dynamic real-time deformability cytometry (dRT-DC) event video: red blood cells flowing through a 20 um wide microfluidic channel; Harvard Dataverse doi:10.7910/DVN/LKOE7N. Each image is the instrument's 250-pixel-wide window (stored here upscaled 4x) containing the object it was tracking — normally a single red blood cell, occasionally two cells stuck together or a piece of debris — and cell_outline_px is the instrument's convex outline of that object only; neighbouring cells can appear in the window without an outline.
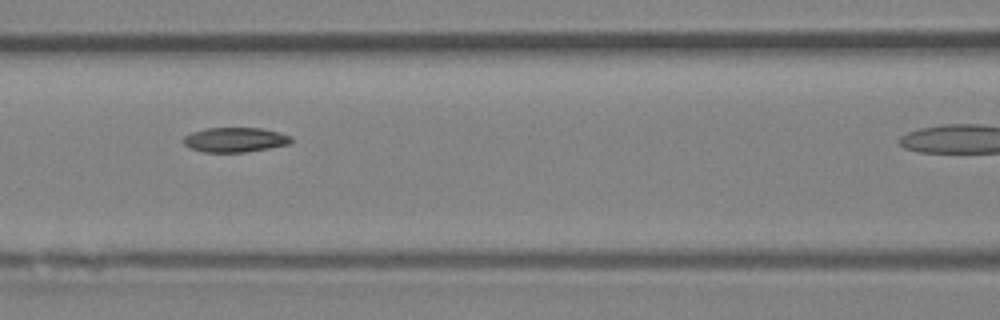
{"species": "Egyptian fruit bat (a non-hibernating species)", "species_latin": "Rousettus aegyptiacus", "temperature_condition": "room temperature", "stored_images_in_passage": 12, "camera_frame_rate_fps": 3000, "um_per_image_px": 0.085, "animal": {"sex": "female"}, "frame": {"image": 1, "passage_image": 6, "time_ms": 1.667, "image_size_px": [1000, 320], "cell_outline_px": [[292, 144], [244, 152], [204, 152], [188, 148], [180, 140], [184, 136], [192, 132], [204, 128], [264, 128], [292, 136]], "centroid_in_image_um": [19.95, 11.88], "position_along_channel_um": 146.6, "area_um2": 15.72}}
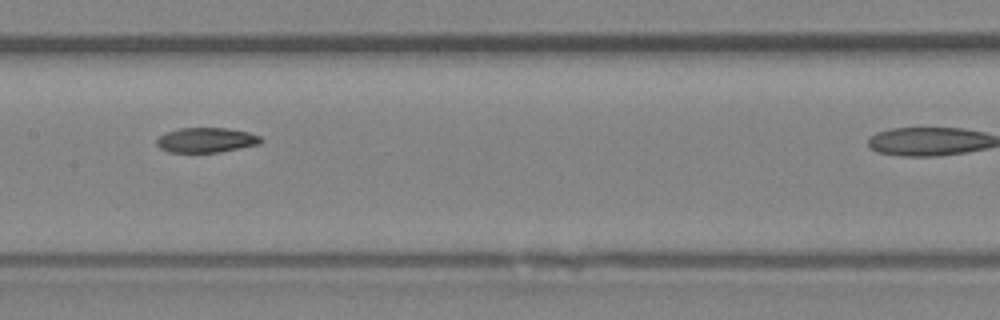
{"frame": {"image": 2, "passage_image": 9, "time_ms": 2.667, "image_size_px": [1000, 320], "cell_outline_px": [[264, 140], [260, 144], [220, 152], [168, 152], [160, 148], [156, 144], [156, 140], [160, 136], [168, 132], [180, 128], [228, 128], [248, 132], [260, 136]], "centroid_in_image_um": [17.55, 11.91], "position_along_channel_um": 189.8, "area_um2": 15.09}}